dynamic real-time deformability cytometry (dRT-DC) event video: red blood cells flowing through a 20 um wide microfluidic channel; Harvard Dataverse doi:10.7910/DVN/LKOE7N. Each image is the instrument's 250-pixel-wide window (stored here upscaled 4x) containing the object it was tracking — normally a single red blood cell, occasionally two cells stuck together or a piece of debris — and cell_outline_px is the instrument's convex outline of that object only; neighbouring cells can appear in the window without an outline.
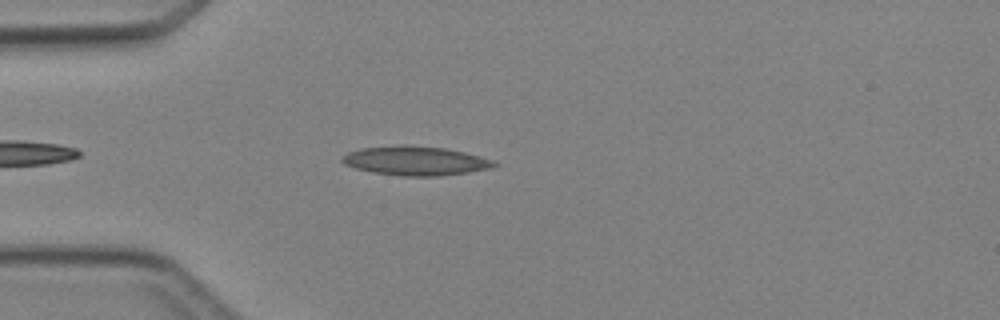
{"species": "Egyptian fruit bat (a non-hibernating species)", "species_latin": "Rousettus aegyptiacus", "temperature_condition": "cold", "stored_images_in_passage": 2, "camera_frame_rate_fps": 3000, "um_per_image_px": 0.085, "animal": {"sex": "female"}, "frame": {"image": 1, "passage_image": 2, "time_ms": 2.0, "image_size_px": [1000, 320], "cell_outline_px": [[500, 164], [492, 168], [468, 172], [440, 176], [404, 176], [372, 172], [356, 168], [344, 164], [340, 160], [340, 156], [348, 152], [364, 148], [404, 144], [444, 148], [464, 152], [480, 156], [492, 160]], "centroid_in_image_um": [35.31, 13.66], "position_along_channel_um": 49.7, "area_um2": 25.84}}